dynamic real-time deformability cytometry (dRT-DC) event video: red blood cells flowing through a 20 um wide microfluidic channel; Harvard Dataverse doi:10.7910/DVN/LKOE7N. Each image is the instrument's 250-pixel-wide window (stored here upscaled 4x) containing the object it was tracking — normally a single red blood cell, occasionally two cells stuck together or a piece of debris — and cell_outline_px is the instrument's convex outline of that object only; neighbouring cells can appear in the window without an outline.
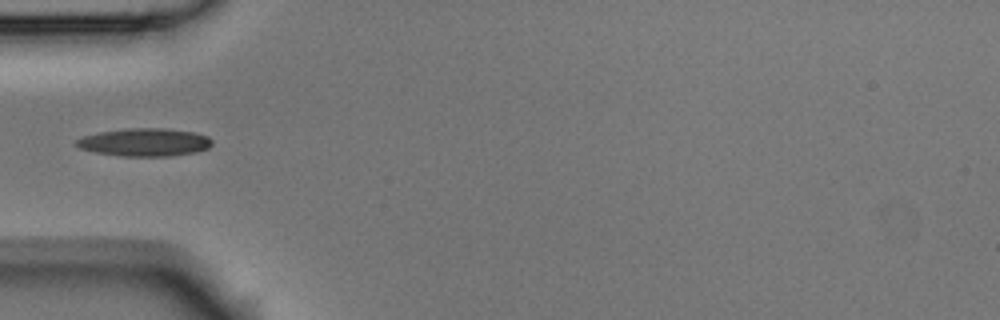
{"species": "Egyptian fruit bat (a non-hibernating species)", "species_latin": "Rousettus aegyptiacus", "temperature_condition": "room temperature", "stored_images_in_passage": 4, "camera_frame_rate_fps": 3000, "um_per_image_px": 0.085, "animal": {"sex": "male"}, "frame": {"image": 1, "passage_image": 4, "time_ms": 1.0, "image_size_px": [1000, 320], "cell_outline_px": [[212, 144], [208, 148], [196, 152], [168, 156], [120, 156], [96, 152], [80, 148], [72, 144], [76, 140], [84, 136], [100, 132], [128, 128], [160, 128], [192, 132], [208, 136], [212, 140]], "centroid_in_image_um": [12.28, 12.09], "position_along_channel_um": 72.7, "area_um2": 21.96}}